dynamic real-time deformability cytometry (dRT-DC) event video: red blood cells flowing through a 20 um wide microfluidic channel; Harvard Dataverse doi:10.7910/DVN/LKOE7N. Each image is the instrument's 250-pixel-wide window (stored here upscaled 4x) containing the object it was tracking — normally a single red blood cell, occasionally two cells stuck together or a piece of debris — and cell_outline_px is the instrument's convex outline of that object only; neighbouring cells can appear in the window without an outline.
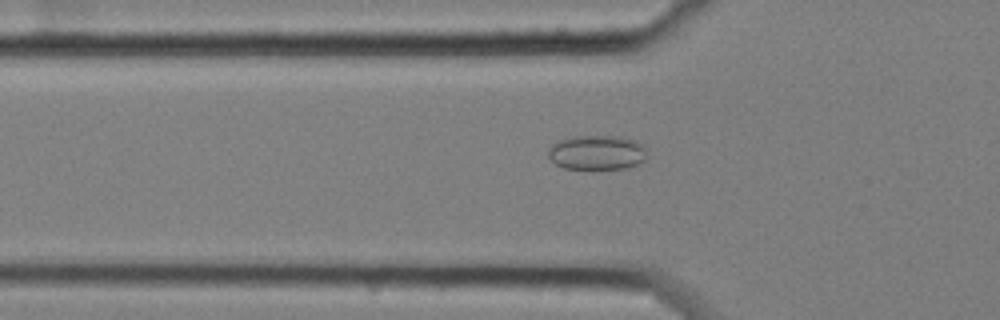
{"species": "common noctule bat (a hibernating species)", "species_latin": "Nyctalus noctula", "temperature_condition": "cold", "stored_images_in_passage": 59, "camera_frame_rate_fps": 3000, "um_per_image_px": 0.085, "animal": {"sex": "female", "body_mass_g": 25.1}, "frame": {"image": 1, "passage_image": 20, "time_ms": 6.333, "image_size_px": [1000, 320], "cell_outline_px": [[648, 148], [644, 160], [628, 168], [564, 168], [556, 164], [548, 156], [548, 148], [552, 144], [560, 140], [576, 136], [616, 136], [636, 140], [644, 144]], "centroid_in_image_um": [50.77, 12.95], "position_along_channel_um": 75.0, "area_um2": 19.88}}
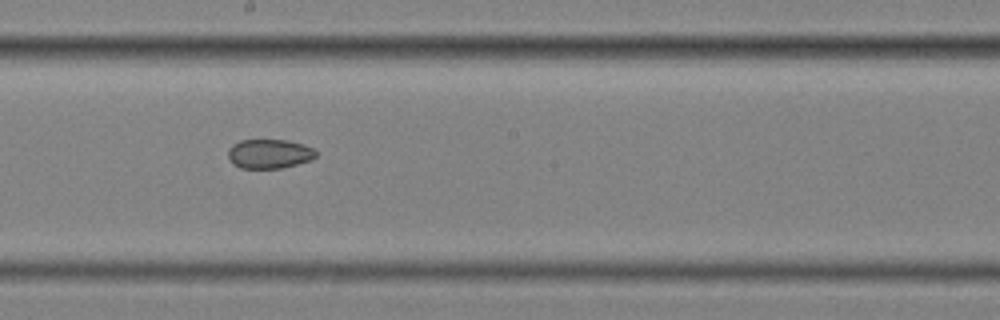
{"frame": {"image": 2, "passage_image": 33, "time_ms": 10.667, "image_size_px": [1000, 320], "cell_outline_px": [[316, 156], [312, 160], [280, 168], [240, 168], [232, 164], [228, 156], [228, 148], [232, 144], [240, 140], [288, 140], [304, 144], [312, 148], [316, 152]], "centroid_in_image_um": [22.87, 13.07], "position_along_channel_um": 225.3, "area_um2": 15.09}}
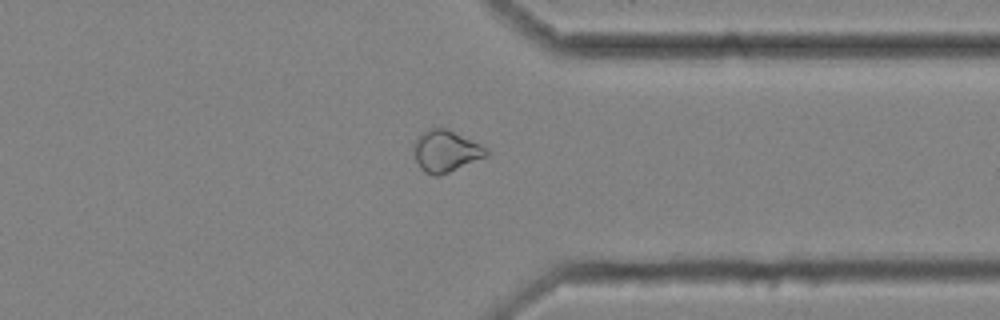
{"frame": {"image": 3, "passage_image": 46, "time_ms": 15.0, "image_size_px": [1000, 320], "cell_outline_px": [[488, 156], [440, 176], [436, 176], [424, 172], [420, 168], [416, 160], [412, 148], [412, 144], [428, 128], [448, 128], [488, 148]], "centroid_in_image_um": [37.89, 12.85], "position_along_channel_um": 373.5, "area_um2": 17.74}, "authors_computed_cell_mechanics": {"area_um2": 19.8254, "velocity_mm_per_s": 3.464, "shape_relaxation_time_tau1_ms": null, "shape_relaxation_time_tau2_ms": 1.9529, "deformation_change_tau1": null, "deformation_change_tau2": 0.0584}}